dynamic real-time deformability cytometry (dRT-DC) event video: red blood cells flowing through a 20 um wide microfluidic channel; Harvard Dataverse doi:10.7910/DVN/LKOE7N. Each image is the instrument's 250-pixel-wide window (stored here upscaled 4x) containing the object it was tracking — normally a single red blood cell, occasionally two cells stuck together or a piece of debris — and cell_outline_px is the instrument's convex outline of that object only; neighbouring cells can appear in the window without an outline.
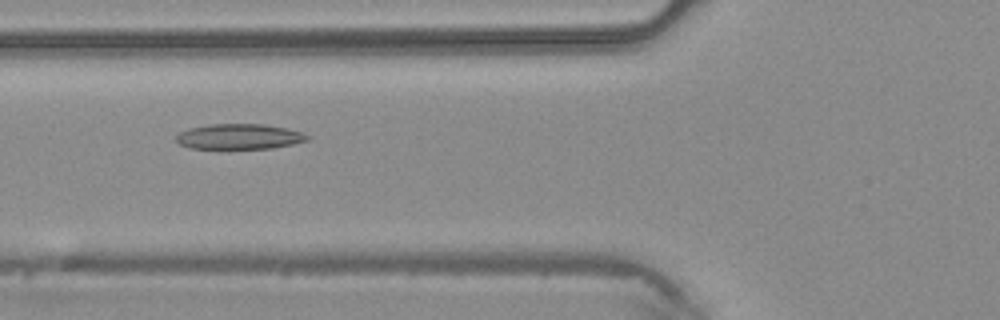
{"species": "common noctule bat (a hibernating species)", "species_latin": "Nyctalus noctula", "temperature_condition": "warm", "stored_images_in_passage": 45, "camera_frame_rate_fps": 3000, "um_per_image_px": 0.085, "animal": {"sex": "male", "body_mass_g": 20.4}, "frame": {"image": 1, "passage_image": 17, "time_ms": 5.333, "image_size_px": [1000, 320], "cell_outline_px": [[308, 140], [292, 144], [272, 148], [188, 148], [180, 144], [176, 140], [176, 136], [180, 132], [188, 128], [212, 124], [264, 124], [288, 128], [304, 132], [308, 136]], "centroid_in_image_um": [20.35, 11.6], "position_along_channel_um": 105.5, "area_um2": 19.31}}
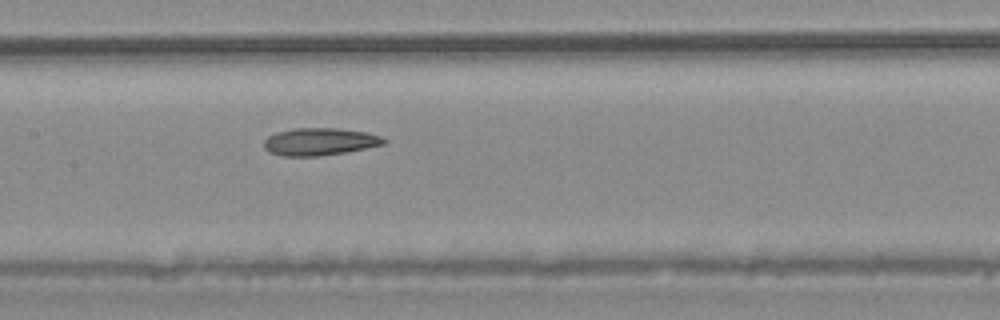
{"frame": {"image": 2, "passage_image": 22, "time_ms": 7.0, "image_size_px": [1000, 320], "cell_outline_px": [[388, 144], [344, 152], [320, 156], [284, 156], [268, 152], [264, 148], [264, 140], [268, 136], [276, 132], [296, 128], [336, 128], [368, 132], [380, 136], [388, 140]], "centroid_in_image_um": [27.2, 12.04], "position_along_channel_um": 180.2, "area_um2": 19.31}}
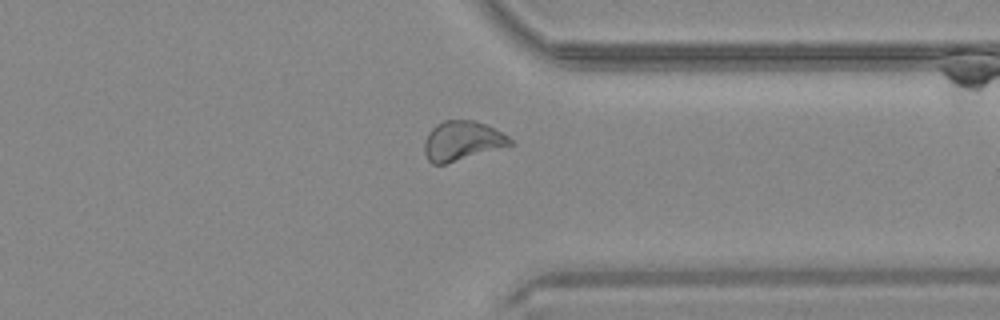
{"frame": {"image": 3, "passage_image": 35, "time_ms": 11.333, "image_size_px": [1000, 320], "cell_outline_px": [[516, 144], [444, 164], [432, 164], [428, 160], [424, 152], [424, 140], [428, 132], [436, 124], [444, 120], [472, 120], [484, 124], [508, 136]], "centroid_in_image_um": [39.26, 11.97], "position_along_channel_um": 372.1, "area_um2": 19.65}}